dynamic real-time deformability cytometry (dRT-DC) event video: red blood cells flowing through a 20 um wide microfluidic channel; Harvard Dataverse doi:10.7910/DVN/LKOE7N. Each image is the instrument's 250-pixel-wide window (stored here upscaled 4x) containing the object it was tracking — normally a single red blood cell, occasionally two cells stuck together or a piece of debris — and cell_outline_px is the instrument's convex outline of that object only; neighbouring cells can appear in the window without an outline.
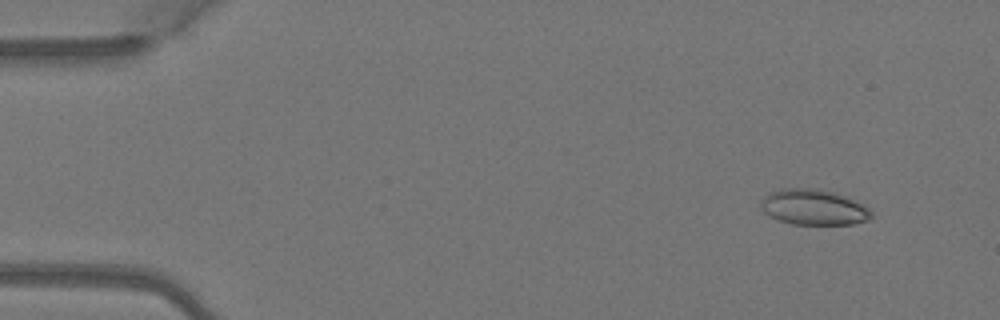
{"species": "Egyptian fruit bat (a non-hibernating species)", "species_latin": "Rousettus aegyptiacus", "temperature_condition": "warm", "stored_images_in_passage": 5, "camera_frame_rate_fps": 3000, "um_per_image_px": 0.085, "animal": {"sex": "female"}, "frame": {"image": 1, "passage_image": 1, "time_ms": 0.0, "image_size_px": [1000, 320], "cell_outline_px": [[872, 216], [868, 220], [852, 224], [792, 224], [776, 220], [768, 216], [760, 208], [760, 200], [764, 196], [780, 188], [816, 188], [836, 192], [848, 196], [864, 204], [872, 212]], "centroid_in_image_um": [69.15, 17.6], "position_along_channel_um": 15.9, "area_um2": 23.35}}
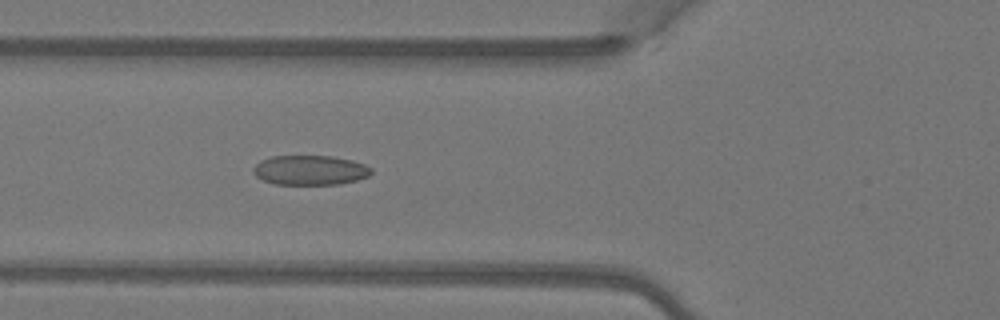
{"frame": {"image": 2, "passage_image": 5, "time_ms": 1.333, "image_size_px": [1000, 320], "cell_outline_px": [[372, 172], [368, 176], [356, 180], [340, 184], [276, 184], [264, 180], [256, 176], [252, 172], [252, 168], [260, 160], [272, 156], [332, 156], [352, 160], [364, 164], [372, 168]], "centroid_in_image_um": [26.35, 14.46], "position_along_channel_um": 99.5, "area_um2": 20.4}}